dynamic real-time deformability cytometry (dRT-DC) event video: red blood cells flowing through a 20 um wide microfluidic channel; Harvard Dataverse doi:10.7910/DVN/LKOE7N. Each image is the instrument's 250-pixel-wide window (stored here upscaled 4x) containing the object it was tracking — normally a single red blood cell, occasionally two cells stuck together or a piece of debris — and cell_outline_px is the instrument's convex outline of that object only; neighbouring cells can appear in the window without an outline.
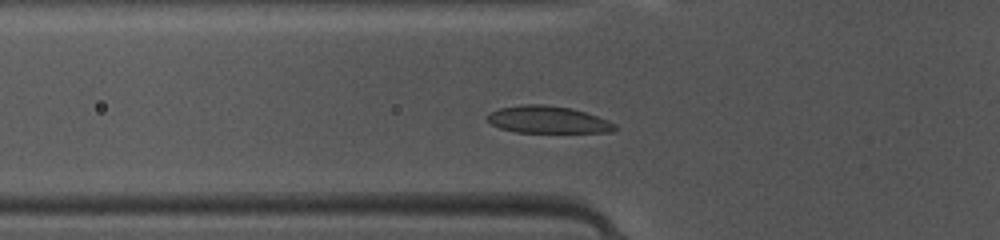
{"species": "common noctule bat (a hibernating species)", "species_latin": "Nyctalus noctula", "temperature_condition": "warm", "stored_images_in_passage": 37, "segment_of_instrument_passage": [1, 2], "camera_frame_rate_fps": 3000, "um_per_image_px": 0.085, "animal": {"sex": "female", "body_mass_g": 10.0, "forearm_length_mm": 53.1}, "frame": {"image": 1, "passage_image": 4, "time_ms": 1.0, "image_size_px": [1000, 240], "cell_outline_px": [[620, 128], [612, 132], [516, 132], [500, 128], [492, 124], [488, 120], [488, 112], [500, 108], [524, 104], [544, 104], [572, 108], [608, 120], [616, 124]], "centroid_in_image_um": [46.59, 10.17], "position_along_channel_um": 79.2, "area_um2": 20.17}}
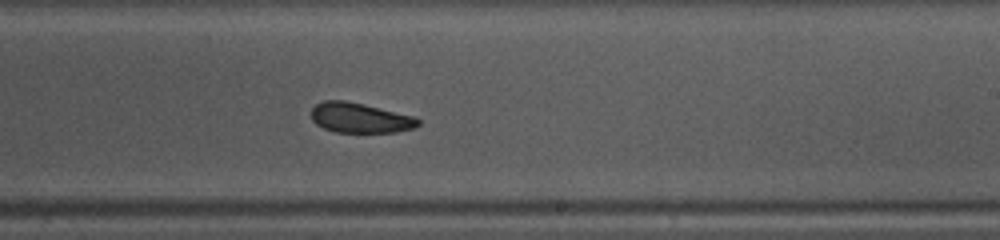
{"frame": {"image": 2, "passage_image": 17, "time_ms": 5.333, "image_size_px": [1000, 240], "cell_outline_px": [[420, 124], [416, 128], [396, 132], [336, 132], [324, 128], [316, 124], [312, 120], [312, 108], [316, 104], [324, 100], [344, 100], [364, 104], [416, 116], [420, 120]], "centroid_in_image_um": [30.64, 10.01], "position_along_channel_um": 258.4, "area_um2": 18.84}}
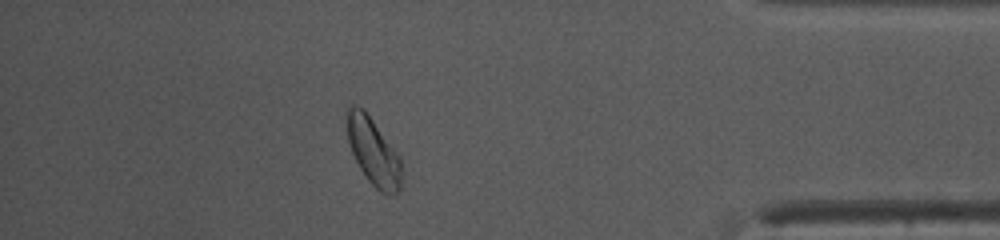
{"frame": {"image": 3, "passage_image": 30, "time_ms": 9.667, "image_size_px": [1000, 240], "cell_outline_px": [[400, 192], [388, 196], [380, 192], [368, 180], [360, 168], [352, 152], [348, 140], [344, 120], [348, 108], [352, 104], [356, 104], [364, 108], [400, 156]], "centroid_in_image_um": [31.7, 12.84], "position_along_channel_um": 403.5, "area_um2": 21.62}}